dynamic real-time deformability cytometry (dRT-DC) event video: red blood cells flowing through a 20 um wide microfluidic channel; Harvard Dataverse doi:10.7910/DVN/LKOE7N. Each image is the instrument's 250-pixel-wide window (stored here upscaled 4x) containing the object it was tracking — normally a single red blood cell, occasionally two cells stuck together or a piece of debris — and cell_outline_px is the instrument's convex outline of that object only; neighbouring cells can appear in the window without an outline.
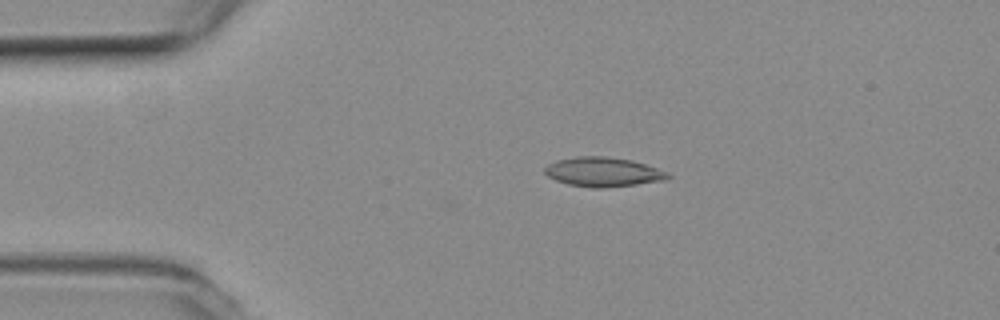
{"species": "common noctule bat (a hibernating species)", "species_latin": "Nyctalus noctula", "temperature_condition": "room temperature", "stored_images_in_passage": 2, "camera_frame_rate_fps": 3000, "um_per_image_px": 0.085, "animal": {"sex": "female", "body_mass_g": 19.3, "forearm_length_mm": 54.1}, "frame": {"image": 1, "passage_image": 1, "time_ms": 0.0, "image_size_px": [1000, 320], "cell_outline_px": [[672, 176], [668, 180], [604, 188], [592, 188], [568, 184], [556, 180], [548, 176], [544, 172], [544, 168], [548, 164], [556, 160], [576, 156], [604, 156], [632, 160], [668, 172]], "centroid_in_image_um": [51.27, 14.62], "position_along_channel_um": 33.7, "area_um2": 21.15}}